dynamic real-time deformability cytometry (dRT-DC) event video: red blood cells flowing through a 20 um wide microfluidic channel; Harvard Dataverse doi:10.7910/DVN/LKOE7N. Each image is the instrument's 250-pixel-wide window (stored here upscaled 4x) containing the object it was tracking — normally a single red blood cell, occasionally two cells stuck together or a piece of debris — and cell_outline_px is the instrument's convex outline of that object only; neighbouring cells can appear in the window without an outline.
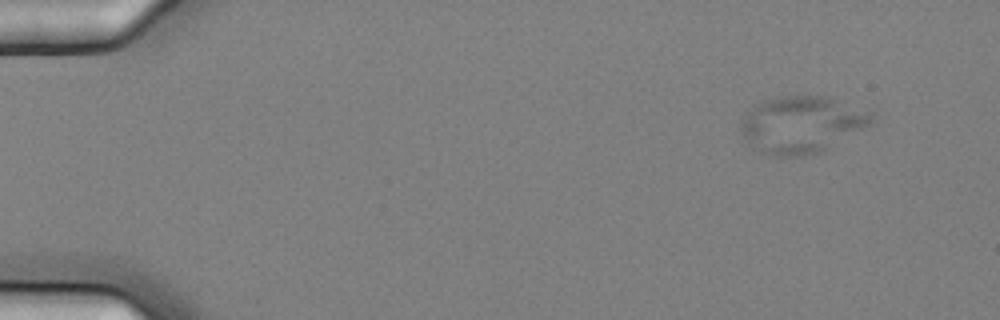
{"species": "common noctule bat (a hibernating species)", "species_latin": "Nyctalus noctula", "temperature_condition": "cold", "stored_images_in_passage": 5, "camera_frame_rate_fps": 3000, "um_per_image_px": 0.085, "animal": {"sex": "female", "body_mass_g": 25.1}, "frame": {"image": 1, "passage_image": 2, "time_ms": 0.333, "image_size_px": [1000, 320], "cell_outline_px": [[872, 124], [820, 152], [804, 156], [772, 156], [748, 144], [740, 128], [740, 124], [744, 116], [756, 104], [764, 100], [784, 96], [824, 96], [872, 112]], "centroid_in_image_um": [68.13, 10.59], "position_along_channel_um": 16.9, "area_um2": 42.71}}
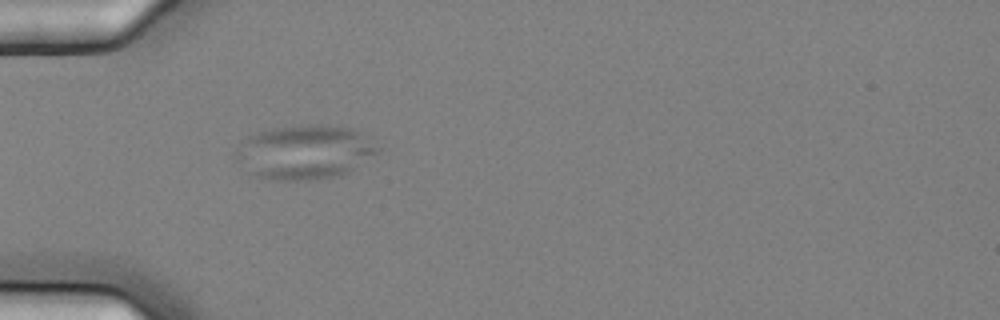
{"frame": {"image": 2, "passage_image": 5, "time_ms": 1.333, "image_size_px": [1000, 320], "cell_outline_px": [[380, 148], [376, 152], [348, 172], [316, 180], [268, 180], [256, 176], [248, 172], [248, 136], [272, 128], [300, 124], [324, 124], [352, 128], [360, 132]], "centroid_in_image_um": [26.09, 12.91], "position_along_channel_um": 58.9, "area_um2": 42.6}}